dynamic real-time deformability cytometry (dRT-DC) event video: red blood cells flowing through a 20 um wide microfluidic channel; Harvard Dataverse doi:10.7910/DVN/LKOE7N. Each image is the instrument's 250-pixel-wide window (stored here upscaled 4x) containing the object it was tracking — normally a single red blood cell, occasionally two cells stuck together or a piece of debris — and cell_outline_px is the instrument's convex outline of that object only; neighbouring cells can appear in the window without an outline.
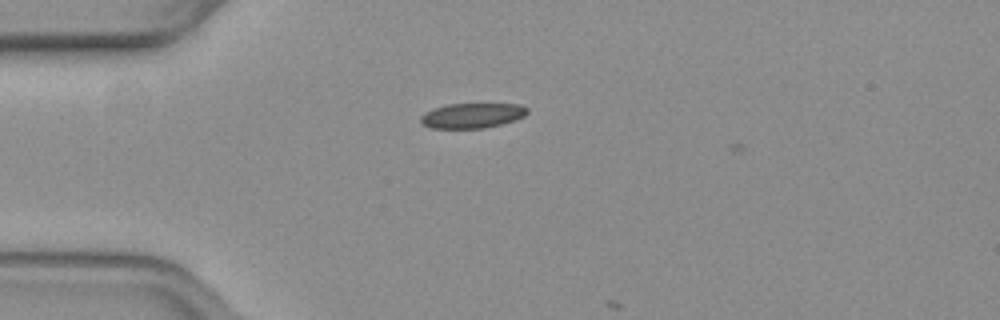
{"species": "common noctule bat (a hibernating species)", "species_latin": "Nyctalus noctula", "temperature_condition": "warm", "stored_images_in_passage": 7, "camera_frame_rate_fps": 3000, "um_per_image_px": 0.085, "animal": {"sex": "female", "body_mass_g": 19.3, "forearm_length_mm": 54.1}, "frame": {"image": 1, "passage_image": 6, "time_ms": 1.667, "image_size_px": [1000, 320], "cell_outline_px": [[528, 112], [524, 116], [500, 124], [484, 128], [432, 128], [424, 124], [420, 120], [420, 116], [424, 112], [432, 108], [448, 104], [520, 104], [528, 108]], "centroid_in_image_um": [40.11, 9.81], "position_along_channel_um": 44.9, "area_um2": 15.43}}